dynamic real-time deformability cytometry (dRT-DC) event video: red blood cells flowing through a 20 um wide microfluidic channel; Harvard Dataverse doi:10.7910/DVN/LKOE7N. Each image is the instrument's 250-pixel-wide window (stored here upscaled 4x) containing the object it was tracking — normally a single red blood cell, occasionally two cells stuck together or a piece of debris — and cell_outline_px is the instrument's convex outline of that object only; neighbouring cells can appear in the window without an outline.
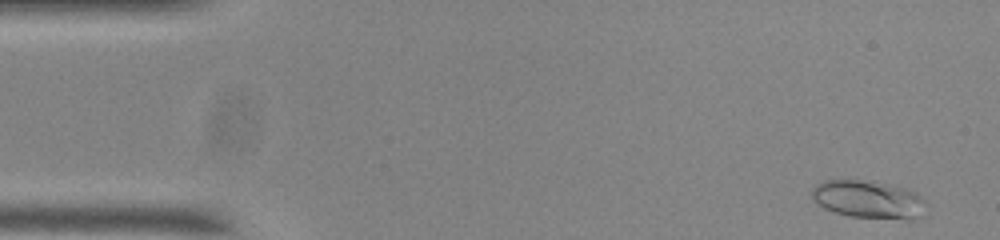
{"species": "common noctule bat (a hibernating species)", "species_latin": "Nyctalus noctula", "temperature_condition": "room temperature", "stored_images_in_passage": 55, "segment_of_instrument_passage": [1, 2], "camera_frame_rate_fps": 3000, "um_per_image_px": 0.085, "animal": {"sex": "male", "body_mass_g": 20.0, "forearm_length_mm": 53.3}, "frame": {"image": 1, "passage_image": 2, "time_ms": 0.333, "image_size_px": [1000, 240], "cell_outline_px": [[920, 196], [916, 216], [912, 220], [908, 220], [852, 216], [836, 212], [824, 208], [812, 200], [812, 188], [816, 184], [824, 180], [872, 180], [904, 188], [916, 192]], "centroid_in_image_um": [73.67, 16.92], "position_along_channel_um": 11.3, "area_um2": 24.51}}
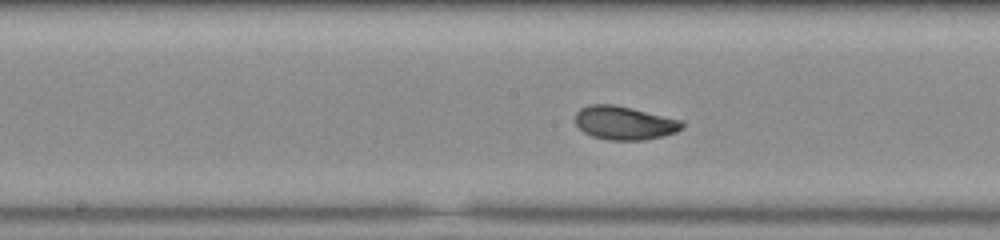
{"frame": {"image": 2, "passage_image": 26, "time_ms": 8.333, "image_size_px": [1000, 240], "cell_outline_px": [[684, 128], [676, 132], [644, 140], [608, 140], [592, 136], [584, 132], [576, 124], [576, 112], [580, 108], [588, 104], [616, 104], [684, 120]], "centroid_in_image_um": [53.09, 10.43], "position_along_channel_um": 195.1, "area_um2": 21.1}}
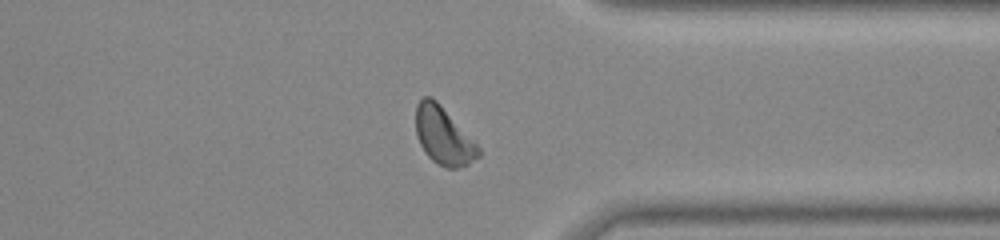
{"frame": {"image": 3, "passage_image": 41, "time_ms": 13.333, "image_size_px": [1000, 240], "cell_outline_px": [[480, 156], [464, 168], [444, 168], [432, 160], [424, 152], [420, 144], [416, 132], [416, 104], [424, 96], [432, 96], [436, 100], [480, 148]], "centroid_in_image_um": [37.69, 11.58], "position_along_channel_um": 373.7, "area_um2": 20.92}}